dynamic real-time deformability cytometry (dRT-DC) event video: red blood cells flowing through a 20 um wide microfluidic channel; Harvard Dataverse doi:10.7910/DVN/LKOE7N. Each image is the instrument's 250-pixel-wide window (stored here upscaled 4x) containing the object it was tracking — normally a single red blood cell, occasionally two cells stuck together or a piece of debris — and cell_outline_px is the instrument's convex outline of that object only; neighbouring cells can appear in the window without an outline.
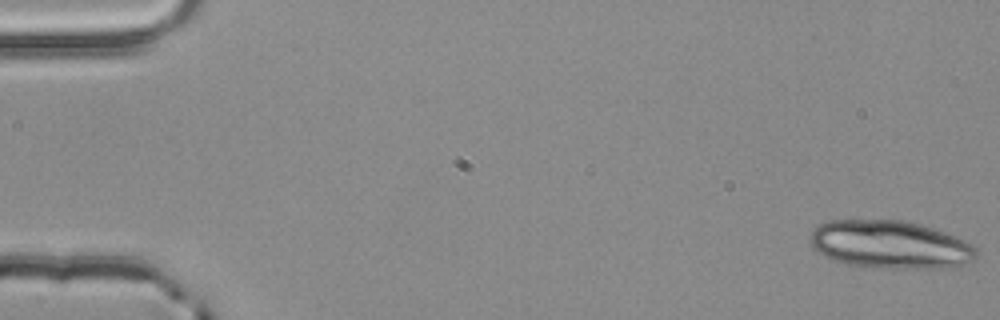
{"species": "common noctule bat (a hibernating species)", "species_latin": "Nyctalus noctula", "temperature_condition": "room temperature", "stored_images_in_passage": 31, "segment_of_instrument_passage": [1, 2], "camera_frame_rate_fps": 3000, "um_per_image_px": 0.085, "animal": {"sex": "male", "body_mass_g": 20.4}, "frame": {"image": 1, "passage_image": 1, "time_ms": 0.0, "image_size_px": [1000, 320], "cell_outline_px": [[976, 256], [972, 260], [964, 264], [948, 268], [884, 268], [848, 264], [824, 256], [812, 248], [812, 232], [816, 224], [828, 220], [904, 220], [920, 224], [956, 236], [972, 244], [976, 248]], "centroid_in_image_um": [75.67, 20.78], "position_along_channel_um": 9.3, "area_um2": 46.41}}